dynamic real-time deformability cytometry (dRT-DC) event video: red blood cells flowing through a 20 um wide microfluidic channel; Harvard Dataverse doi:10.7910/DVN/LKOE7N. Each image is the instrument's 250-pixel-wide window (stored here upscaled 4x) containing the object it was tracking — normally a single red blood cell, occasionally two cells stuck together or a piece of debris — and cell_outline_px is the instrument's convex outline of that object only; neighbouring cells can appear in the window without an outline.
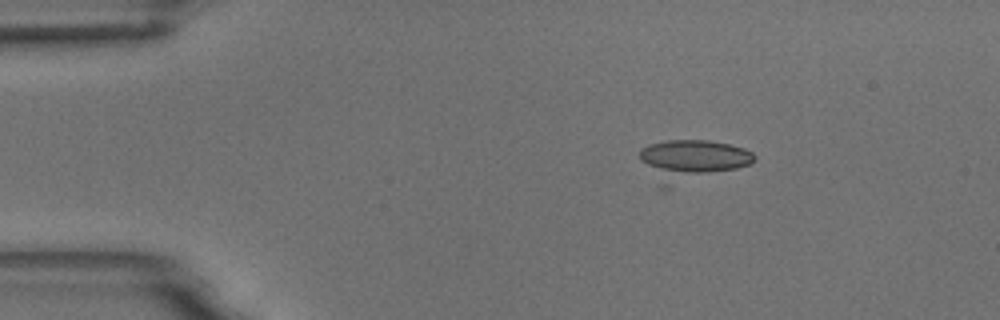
{"species": "common noctule bat (a hibernating species)", "species_latin": "Nyctalus noctula", "temperature_condition": "room temperature", "stored_images_in_passage": 37, "camera_frame_rate_fps": 3000, "um_per_image_px": 0.085, "animal": {"sex": "male", "body_mass_g": 18.8}, "frame": {"image": 1, "passage_image": 1, "time_ms": 0.0, "image_size_px": [1000, 320], "cell_outline_px": [[756, 160], [752, 164], [664, 192], [656, 188], [640, 160], [640, 148], [648, 144], [668, 140], [708, 140], [728, 144], [744, 148], [752, 152], [756, 156]], "centroid_in_image_um": [58.72, 13.72], "position_along_channel_um": 26.3, "area_um2": 29.02}}
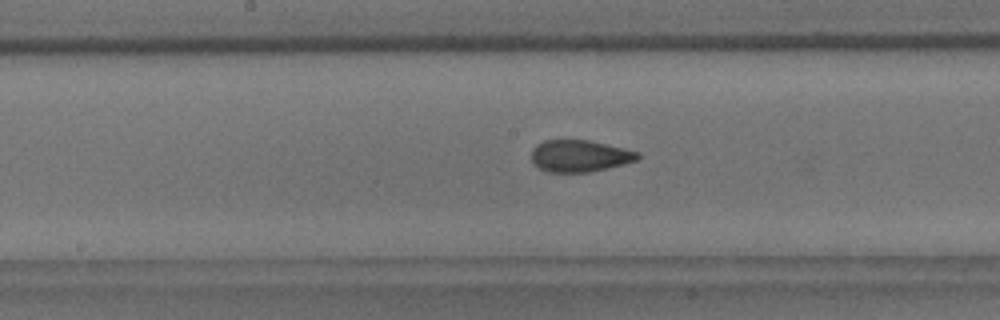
{"frame": {"image": 2, "passage_image": 20, "time_ms": 6.333, "image_size_px": [1000, 320], "cell_outline_px": [[640, 156], [636, 160], [624, 164], [608, 168], [588, 172], [548, 172], [540, 168], [532, 160], [532, 148], [536, 144], [544, 140], [592, 140], [640, 152]], "centroid_in_image_um": [49.29, 13.24], "position_along_channel_um": 198.9, "area_um2": 19.77}}
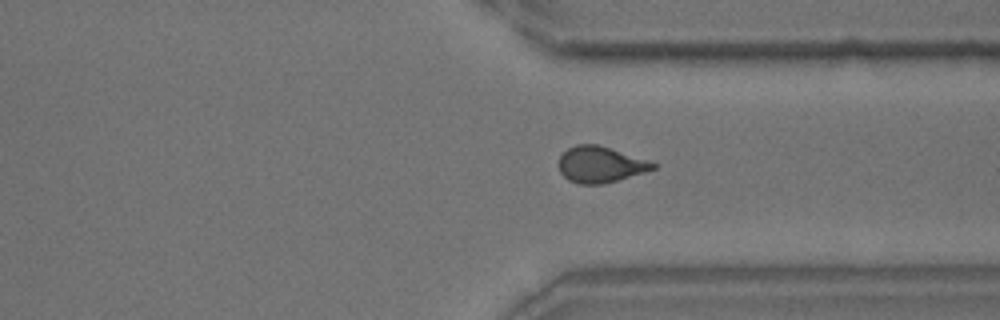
{"frame": {"image": 3, "passage_image": 33, "time_ms": 10.667, "image_size_px": [1000, 320], "cell_outline_px": [[656, 168], [644, 172], [604, 184], [580, 184], [568, 180], [560, 172], [556, 164], [560, 156], [568, 148], [576, 144], [596, 144], [648, 160], [656, 164]], "centroid_in_image_um": [50.97, 13.99], "position_along_channel_um": 360.4, "area_um2": 19.77}, "authors_computed_cell_mechanics": {"area_um2": 20.1722, "velocity_mm_per_s": 3.7225, "shape_relaxation_time_tau1_ms": 6.1632, "shape_relaxation_time_tau2_ms": 1.068, "deformation_change_tau1": 0.185, "deformation_change_tau2": 0.0793}}